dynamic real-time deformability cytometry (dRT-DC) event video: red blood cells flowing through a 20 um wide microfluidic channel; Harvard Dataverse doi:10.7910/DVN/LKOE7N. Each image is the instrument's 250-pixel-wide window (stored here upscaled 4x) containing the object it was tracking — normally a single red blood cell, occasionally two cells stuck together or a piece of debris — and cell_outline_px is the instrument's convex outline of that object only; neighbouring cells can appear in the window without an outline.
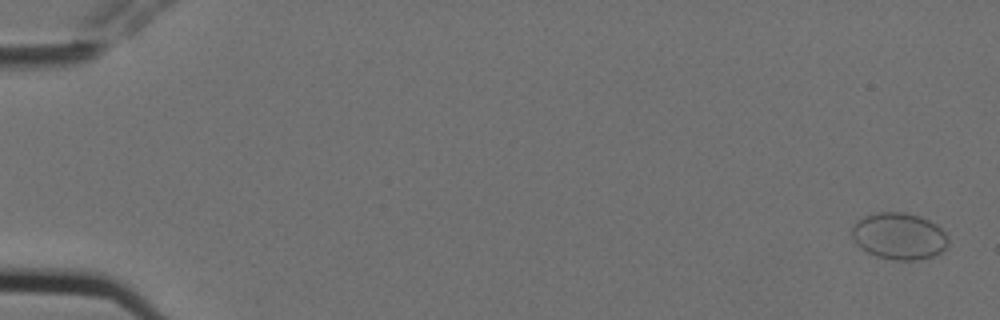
{"species": "Egyptian fruit bat (a non-hibernating species)", "species_latin": "Rousettus aegyptiacus", "temperature_condition": "cold", "stored_images_in_passage": 6, "camera_frame_rate_fps": 3000, "um_per_image_px": 0.085, "animal": {"sex": "female"}, "frame": {"image": 1, "passage_image": 1, "time_ms": 0.0, "image_size_px": [1000, 320], "cell_outline_px": [[948, 244], [940, 252], [932, 256], [920, 260], [892, 260], [876, 256], [860, 248], [856, 244], [852, 236], [852, 228], [864, 216], [876, 212], [904, 212], [920, 216], [936, 224], [944, 232], [948, 240]], "centroid_in_image_um": [76.41, 20.07], "position_along_channel_um": 8.6, "area_um2": 26.13}}